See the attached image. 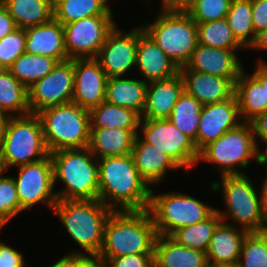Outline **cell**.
Returning a JSON list of instances; mask_svg holds the SVG:
<instances>
[{
	"mask_svg": "<svg viewBox=\"0 0 267 267\" xmlns=\"http://www.w3.org/2000/svg\"><path fill=\"white\" fill-rule=\"evenodd\" d=\"M97 162L98 200L114 211L148 209L151 187L140 176L131 154L102 157Z\"/></svg>",
	"mask_w": 267,
	"mask_h": 267,
	"instance_id": "1",
	"label": "cell"
},
{
	"mask_svg": "<svg viewBox=\"0 0 267 267\" xmlns=\"http://www.w3.org/2000/svg\"><path fill=\"white\" fill-rule=\"evenodd\" d=\"M156 237L148 209L113 211L105 225L99 254L107 260L122 255L154 254Z\"/></svg>",
	"mask_w": 267,
	"mask_h": 267,
	"instance_id": "2",
	"label": "cell"
},
{
	"mask_svg": "<svg viewBox=\"0 0 267 267\" xmlns=\"http://www.w3.org/2000/svg\"><path fill=\"white\" fill-rule=\"evenodd\" d=\"M53 211L66 232L79 246L70 253L98 254L102 248L104 230L114 211L100 200H58Z\"/></svg>",
	"mask_w": 267,
	"mask_h": 267,
	"instance_id": "3",
	"label": "cell"
},
{
	"mask_svg": "<svg viewBox=\"0 0 267 267\" xmlns=\"http://www.w3.org/2000/svg\"><path fill=\"white\" fill-rule=\"evenodd\" d=\"M50 157L54 186L64 185L55 191L58 200H98V162L88 147L58 150Z\"/></svg>",
	"mask_w": 267,
	"mask_h": 267,
	"instance_id": "4",
	"label": "cell"
},
{
	"mask_svg": "<svg viewBox=\"0 0 267 267\" xmlns=\"http://www.w3.org/2000/svg\"><path fill=\"white\" fill-rule=\"evenodd\" d=\"M219 179V182H212L210 190L215 194L223 191L225 213L216 209L222 222L226 223L228 218L231 225L236 223L248 233L266 231L267 219L263 213L260 195L248 175H223Z\"/></svg>",
	"mask_w": 267,
	"mask_h": 267,
	"instance_id": "5",
	"label": "cell"
},
{
	"mask_svg": "<svg viewBox=\"0 0 267 267\" xmlns=\"http://www.w3.org/2000/svg\"><path fill=\"white\" fill-rule=\"evenodd\" d=\"M39 116L50 153L85 148L90 142V113L73 102L45 108Z\"/></svg>",
	"mask_w": 267,
	"mask_h": 267,
	"instance_id": "6",
	"label": "cell"
},
{
	"mask_svg": "<svg viewBox=\"0 0 267 267\" xmlns=\"http://www.w3.org/2000/svg\"><path fill=\"white\" fill-rule=\"evenodd\" d=\"M259 148L250 122H242L236 128L225 132L199 152L198 163H212L213 171L219 169L223 175H245L250 160L258 164Z\"/></svg>",
	"mask_w": 267,
	"mask_h": 267,
	"instance_id": "7",
	"label": "cell"
},
{
	"mask_svg": "<svg viewBox=\"0 0 267 267\" xmlns=\"http://www.w3.org/2000/svg\"><path fill=\"white\" fill-rule=\"evenodd\" d=\"M158 13L141 27L178 68L183 67L198 44L197 24L187 12Z\"/></svg>",
	"mask_w": 267,
	"mask_h": 267,
	"instance_id": "8",
	"label": "cell"
},
{
	"mask_svg": "<svg viewBox=\"0 0 267 267\" xmlns=\"http://www.w3.org/2000/svg\"><path fill=\"white\" fill-rule=\"evenodd\" d=\"M5 171L40 161L50 155L37 114L10 117L0 147Z\"/></svg>",
	"mask_w": 267,
	"mask_h": 267,
	"instance_id": "9",
	"label": "cell"
},
{
	"mask_svg": "<svg viewBox=\"0 0 267 267\" xmlns=\"http://www.w3.org/2000/svg\"><path fill=\"white\" fill-rule=\"evenodd\" d=\"M151 188L148 211L157 235L171 236L178 229L207 219L215 207L182 192L169 191L155 194Z\"/></svg>",
	"mask_w": 267,
	"mask_h": 267,
	"instance_id": "10",
	"label": "cell"
},
{
	"mask_svg": "<svg viewBox=\"0 0 267 267\" xmlns=\"http://www.w3.org/2000/svg\"><path fill=\"white\" fill-rule=\"evenodd\" d=\"M142 131V132H141ZM138 135L168 155L180 168L198 166L199 152L194 141L180 132L168 119H141Z\"/></svg>",
	"mask_w": 267,
	"mask_h": 267,
	"instance_id": "11",
	"label": "cell"
},
{
	"mask_svg": "<svg viewBox=\"0 0 267 267\" xmlns=\"http://www.w3.org/2000/svg\"><path fill=\"white\" fill-rule=\"evenodd\" d=\"M15 181L18 200L22 211L43 204L53 210L58 201L54 191L53 164L50 155L46 158L17 167Z\"/></svg>",
	"mask_w": 267,
	"mask_h": 267,
	"instance_id": "12",
	"label": "cell"
},
{
	"mask_svg": "<svg viewBox=\"0 0 267 267\" xmlns=\"http://www.w3.org/2000/svg\"><path fill=\"white\" fill-rule=\"evenodd\" d=\"M114 16H92L63 25L68 59L95 58L117 23Z\"/></svg>",
	"mask_w": 267,
	"mask_h": 267,
	"instance_id": "13",
	"label": "cell"
},
{
	"mask_svg": "<svg viewBox=\"0 0 267 267\" xmlns=\"http://www.w3.org/2000/svg\"><path fill=\"white\" fill-rule=\"evenodd\" d=\"M74 91V59L58 62L50 73L28 88L31 113L72 102Z\"/></svg>",
	"mask_w": 267,
	"mask_h": 267,
	"instance_id": "14",
	"label": "cell"
},
{
	"mask_svg": "<svg viewBox=\"0 0 267 267\" xmlns=\"http://www.w3.org/2000/svg\"><path fill=\"white\" fill-rule=\"evenodd\" d=\"M137 47L138 27L123 32L116 25L95 59L109 78L121 77L136 68Z\"/></svg>",
	"mask_w": 267,
	"mask_h": 267,
	"instance_id": "15",
	"label": "cell"
},
{
	"mask_svg": "<svg viewBox=\"0 0 267 267\" xmlns=\"http://www.w3.org/2000/svg\"><path fill=\"white\" fill-rule=\"evenodd\" d=\"M108 76L95 58L74 59L72 102L90 111L105 101Z\"/></svg>",
	"mask_w": 267,
	"mask_h": 267,
	"instance_id": "16",
	"label": "cell"
},
{
	"mask_svg": "<svg viewBox=\"0 0 267 267\" xmlns=\"http://www.w3.org/2000/svg\"><path fill=\"white\" fill-rule=\"evenodd\" d=\"M242 122L236 95L223 102L203 105L197 131L198 152Z\"/></svg>",
	"mask_w": 267,
	"mask_h": 267,
	"instance_id": "17",
	"label": "cell"
},
{
	"mask_svg": "<svg viewBox=\"0 0 267 267\" xmlns=\"http://www.w3.org/2000/svg\"><path fill=\"white\" fill-rule=\"evenodd\" d=\"M237 51L198 43L188 63L179 69H191L225 78H239L244 67L236 54Z\"/></svg>",
	"mask_w": 267,
	"mask_h": 267,
	"instance_id": "18",
	"label": "cell"
},
{
	"mask_svg": "<svg viewBox=\"0 0 267 267\" xmlns=\"http://www.w3.org/2000/svg\"><path fill=\"white\" fill-rule=\"evenodd\" d=\"M179 73L184 82V91L203 105L223 102L235 95L238 78H225L191 69H179Z\"/></svg>",
	"mask_w": 267,
	"mask_h": 267,
	"instance_id": "19",
	"label": "cell"
},
{
	"mask_svg": "<svg viewBox=\"0 0 267 267\" xmlns=\"http://www.w3.org/2000/svg\"><path fill=\"white\" fill-rule=\"evenodd\" d=\"M136 69L147 83L168 79L179 73L175 63L143 31L141 26H138Z\"/></svg>",
	"mask_w": 267,
	"mask_h": 267,
	"instance_id": "20",
	"label": "cell"
},
{
	"mask_svg": "<svg viewBox=\"0 0 267 267\" xmlns=\"http://www.w3.org/2000/svg\"><path fill=\"white\" fill-rule=\"evenodd\" d=\"M183 92L184 82L180 73L168 79L148 82L141 119H168Z\"/></svg>",
	"mask_w": 267,
	"mask_h": 267,
	"instance_id": "21",
	"label": "cell"
},
{
	"mask_svg": "<svg viewBox=\"0 0 267 267\" xmlns=\"http://www.w3.org/2000/svg\"><path fill=\"white\" fill-rule=\"evenodd\" d=\"M25 52L43 55L56 59L58 62L68 59L63 25L52 18L49 22L25 28Z\"/></svg>",
	"mask_w": 267,
	"mask_h": 267,
	"instance_id": "22",
	"label": "cell"
},
{
	"mask_svg": "<svg viewBox=\"0 0 267 267\" xmlns=\"http://www.w3.org/2000/svg\"><path fill=\"white\" fill-rule=\"evenodd\" d=\"M131 155L137 171L150 187L163 181L167 171L180 168L168 155L139 135L135 137Z\"/></svg>",
	"mask_w": 267,
	"mask_h": 267,
	"instance_id": "23",
	"label": "cell"
},
{
	"mask_svg": "<svg viewBox=\"0 0 267 267\" xmlns=\"http://www.w3.org/2000/svg\"><path fill=\"white\" fill-rule=\"evenodd\" d=\"M139 130L90 127L88 148L97 158L131 154Z\"/></svg>",
	"mask_w": 267,
	"mask_h": 267,
	"instance_id": "24",
	"label": "cell"
},
{
	"mask_svg": "<svg viewBox=\"0 0 267 267\" xmlns=\"http://www.w3.org/2000/svg\"><path fill=\"white\" fill-rule=\"evenodd\" d=\"M248 232L228 221L221 222L215 229L207 248L208 261L237 265L243 240Z\"/></svg>",
	"mask_w": 267,
	"mask_h": 267,
	"instance_id": "25",
	"label": "cell"
},
{
	"mask_svg": "<svg viewBox=\"0 0 267 267\" xmlns=\"http://www.w3.org/2000/svg\"><path fill=\"white\" fill-rule=\"evenodd\" d=\"M154 262L159 267H206L208 259L205 252L182 246L170 236L157 235Z\"/></svg>",
	"mask_w": 267,
	"mask_h": 267,
	"instance_id": "26",
	"label": "cell"
},
{
	"mask_svg": "<svg viewBox=\"0 0 267 267\" xmlns=\"http://www.w3.org/2000/svg\"><path fill=\"white\" fill-rule=\"evenodd\" d=\"M147 82L128 77L108 78L105 101L137 112L140 116L146 104Z\"/></svg>",
	"mask_w": 267,
	"mask_h": 267,
	"instance_id": "27",
	"label": "cell"
},
{
	"mask_svg": "<svg viewBox=\"0 0 267 267\" xmlns=\"http://www.w3.org/2000/svg\"><path fill=\"white\" fill-rule=\"evenodd\" d=\"M235 95L243 122H250L257 115L267 111L265 86L245 69L235 82Z\"/></svg>",
	"mask_w": 267,
	"mask_h": 267,
	"instance_id": "28",
	"label": "cell"
},
{
	"mask_svg": "<svg viewBox=\"0 0 267 267\" xmlns=\"http://www.w3.org/2000/svg\"><path fill=\"white\" fill-rule=\"evenodd\" d=\"M89 113L90 127L139 130L141 116L131 109L104 101Z\"/></svg>",
	"mask_w": 267,
	"mask_h": 267,
	"instance_id": "29",
	"label": "cell"
},
{
	"mask_svg": "<svg viewBox=\"0 0 267 267\" xmlns=\"http://www.w3.org/2000/svg\"><path fill=\"white\" fill-rule=\"evenodd\" d=\"M18 28L38 26L53 18V7L47 0H1Z\"/></svg>",
	"mask_w": 267,
	"mask_h": 267,
	"instance_id": "30",
	"label": "cell"
},
{
	"mask_svg": "<svg viewBox=\"0 0 267 267\" xmlns=\"http://www.w3.org/2000/svg\"><path fill=\"white\" fill-rule=\"evenodd\" d=\"M110 0H62L53 7V18L62 25L92 16H113Z\"/></svg>",
	"mask_w": 267,
	"mask_h": 267,
	"instance_id": "31",
	"label": "cell"
},
{
	"mask_svg": "<svg viewBox=\"0 0 267 267\" xmlns=\"http://www.w3.org/2000/svg\"><path fill=\"white\" fill-rule=\"evenodd\" d=\"M0 110L10 117L31 113L28 89L8 69H0Z\"/></svg>",
	"mask_w": 267,
	"mask_h": 267,
	"instance_id": "32",
	"label": "cell"
},
{
	"mask_svg": "<svg viewBox=\"0 0 267 267\" xmlns=\"http://www.w3.org/2000/svg\"><path fill=\"white\" fill-rule=\"evenodd\" d=\"M57 63L54 58L25 52L12 63L8 70L28 89L50 73Z\"/></svg>",
	"mask_w": 267,
	"mask_h": 267,
	"instance_id": "33",
	"label": "cell"
},
{
	"mask_svg": "<svg viewBox=\"0 0 267 267\" xmlns=\"http://www.w3.org/2000/svg\"><path fill=\"white\" fill-rule=\"evenodd\" d=\"M202 107V103L184 91L174 105L172 113L168 118L180 132L194 141L196 149L197 131Z\"/></svg>",
	"mask_w": 267,
	"mask_h": 267,
	"instance_id": "34",
	"label": "cell"
},
{
	"mask_svg": "<svg viewBox=\"0 0 267 267\" xmlns=\"http://www.w3.org/2000/svg\"><path fill=\"white\" fill-rule=\"evenodd\" d=\"M221 222L222 219L215 210L204 221L182 227L170 237L182 246L206 253L211 237Z\"/></svg>",
	"mask_w": 267,
	"mask_h": 267,
	"instance_id": "35",
	"label": "cell"
},
{
	"mask_svg": "<svg viewBox=\"0 0 267 267\" xmlns=\"http://www.w3.org/2000/svg\"><path fill=\"white\" fill-rule=\"evenodd\" d=\"M198 43L219 49L240 50L245 47L236 39L226 18L197 24Z\"/></svg>",
	"mask_w": 267,
	"mask_h": 267,
	"instance_id": "36",
	"label": "cell"
},
{
	"mask_svg": "<svg viewBox=\"0 0 267 267\" xmlns=\"http://www.w3.org/2000/svg\"><path fill=\"white\" fill-rule=\"evenodd\" d=\"M226 20L236 39L249 50L254 43L251 0H238L230 3Z\"/></svg>",
	"mask_w": 267,
	"mask_h": 267,
	"instance_id": "37",
	"label": "cell"
},
{
	"mask_svg": "<svg viewBox=\"0 0 267 267\" xmlns=\"http://www.w3.org/2000/svg\"><path fill=\"white\" fill-rule=\"evenodd\" d=\"M237 266L267 267V230L246 234Z\"/></svg>",
	"mask_w": 267,
	"mask_h": 267,
	"instance_id": "38",
	"label": "cell"
},
{
	"mask_svg": "<svg viewBox=\"0 0 267 267\" xmlns=\"http://www.w3.org/2000/svg\"><path fill=\"white\" fill-rule=\"evenodd\" d=\"M23 212L20 208L15 181L11 176L0 177V231L16 215Z\"/></svg>",
	"mask_w": 267,
	"mask_h": 267,
	"instance_id": "39",
	"label": "cell"
},
{
	"mask_svg": "<svg viewBox=\"0 0 267 267\" xmlns=\"http://www.w3.org/2000/svg\"><path fill=\"white\" fill-rule=\"evenodd\" d=\"M230 3V0H193L187 13L196 24L216 21L226 18Z\"/></svg>",
	"mask_w": 267,
	"mask_h": 267,
	"instance_id": "40",
	"label": "cell"
},
{
	"mask_svg": "<svg viewBox=\"0 0 267 267\" xmlns=\"http://www.w3.org/2000/svg\"><path fill=\"white\" fill-rule=\"evenodd\" d=\"M25 28H16L0 39V69H8L12 63L25 53Z\"/></svg>",
	"mask_w": 267,
	"mask_h": 267,
	"instance_id": "41",
	"label": "cell"
},
{
	"mask_svg": "<svg viewBox=\"0 0 267 267\" xmlns=\"http://www.w3.org/2000/svg\"><path fill=\"white\" fill-rule=\"evenodd\" d=\"M154 254H131L108 259L109 267H152Z\"/></svg>",
	"mask_w": 267,
	"mask_h": 267,
	"instance_id": "42",
	"label": "cell"
},
{
	"mask_svg": "<svg viewBox=\"0 0 267 267\" xmlns=\"http://www.w3.org/2000/svg\"><path fill=\"white\" fill-rule=\"evenodd\" d=\"M25 262L21 252L0 241V267H25Z\"/></svg>",
	"mask_w": 267,
	"mask_h": 267,
	"instance_id": "43",
	"label": "cell"
},
{
	"mask_svg": "<svg viewBox=\"0 0 267 267\" xmlns=\"http://www.w3.org/2000/svg\"><path fill=\"white\" fill-rule=\"evenodd\" d=\"M254 33L267 28V0H251Z\"/></svg>",
	"mask_w": 267,
	"mask_h": 267,
	"instance_id": "44",
	"label": "cell"
},
{
	"mask_svg": "<svg viewBox=\"0 0 267 267\" xmlns=\"http://www.w3.org/2000/svg\"><path fill=\"white\" fill-rule=\"evenodd\" d=\"M250 123L253 128L256 144L260 149V145L258 144L259 141H257L258 138L260 142H263L265 145H267V111L257 115L250 121Z\"/></svg>",
	"mask_w": 267,
	"mask_h": 267,
	"instance_id": "45",
	"label": "cell"
},
{
	"mask_svg": "<svg viewBox=\"0 0 267 267\" xmlns=\"http://www.w3.org/2000/svg\"><path fill=\"white\" fill-rule=\"evenodd\" d=\"M77 267H109L108 260L101 254L77 253Z\"/></svg>",
	"mask_w": 267,
	"mask_h": 267,
	"instance_id": "46",
	"label": "cell"
},
{
	"mask_svg": "<svg viewBox=\"0 0 267 267\" xmlns=\"http://www.w3.org/2000/svg\"><path fill=\"white\" fill-rule=\"evenodd\" d=\"M17 27L6 6L0 0V39L13 32Z\"/></svg>",
	"mask_w": 267,
	"mask_h": 267,
	"instance_id": "47",
	"label": "cell"
},
{
	"mask_svg": "<svg viewBox=\"0 0 267 267\" xmlns=\"http://www.w3.org/2000/svg\"><path fill=\"white\" fill-rule=\"evenodd\" d=\"M193 0H161L160 12H187Z\"/></svg>",
	"mask_w": 267,
	"mask_h": 267,
	"instance_id": "48",
	"label": "cell"
},
{
	"mask_svg": "<svg viewBox=\"0 0 267 267\" xmlns=\"http://www.w3.org/2000/svg\"><path fill=\"white\" fill-rule=\"evenodd\" d=\"M252 75L261 83L262 86H265V93L267 98V62L262 59L257 61L255 69L252 72Z\"/></svg>",
	"mask_w": 267,
	"mask_h": 267,
	"instance_id": "49",
	"label": "cell"
},
{
	"mask_svg": "<svg viewBox=\"0 0 267 267\" xmlns=\"http://www.w3.org/2000/svg\"><path fill=\"white\" fill-rule=\"evenodd\" d=\"M250 50L267 51V28L256 34L254 43L250 46Z\"/></svg>",
	"mask_w": 267,
	"mask_h": 267,
	"instance_id": "50",
	"label": "cell"
},
{
	"mask_svg": "<svg viewBox=\"0 0 267 267\" xmlns=\"http://www.w3.org/2000/svg\"><path fill=\"white\" fill-rule=\"evenodd\" d=\"M50 267H77V253H69L61 257Z\"/></svg>",
	"mask_w": 267,
	"mask_h": 267,
	"instance_id": "51",
	"label": "cell"
},
{
	"mask_svg": "<svg viewBox=\"0 0 267 267\" xmlns=\"http://www.w3.org/2000/svg\"><path fill=\"white\" fill-rule=\"evenodd\" d=\"M265 177L266 178L261 181L263 183L260 186L259 195H260V201H261L263 213L267 219V174Z\"/></svg>",
	"mask_w": 267,
	"mask_h": 267,
	"instance_id": "52",
	"label": "cell"
},
{
	"mask_svg": "<svg viewBox=\"0 0 267 267\" xmlns=\"http://www.w3.org/2000/svg\"><path fill=\"white\" fill-rule=\"evenodd\" d=\"M10 116L7 115L5 112L0 110V147L2 145L4 136H5V130L8 123Z\"/></svg>",
	"mask_w": 267,
	"mask_h": 267,
	"instance_id": "53",
	"label": "cell"
},
{
	"mask_svg": "<svg viewBox=\"0 0 267 267\" xmlns=\"http://www.w3.org/2000/svg\"><path fill=\"white\" fill-rule=\"evenodd\" d=\"M266 147H267V145H266ZM258 165H260V166H264V165L267 166V148H266L265 152L264 151H261L259 149Z\"/></svg>",
	"mask_w": 267,
	"mask_h": 267,
	"instance_id": "54",
	"label": "cell"
},
{
	"mask_svg": "<svg viewBox=\"0 0 267 267\" xmlns=\"http://www.w3.org/2000/svg\"><path fill=\"white\" fill-rule=\"evenodd\" d=\"M237 265H232V264H226V263H215L208 261L206 267H236Z\"/></svg>",
	"mask_w": 267,
	"mask_h": 267,
	"instance_id": "55",
	"label": "cell"
},
{
	"mask_svg": "<svg viewBox=\"0 0 267 267\" xmlns=\"http://www.w3.org/2000/svg\"><path fill=\"white\" fill-rule=\"evenodd\" d=\"M5 169H4V166H3V162H2V159H1V155H0V177L2 176V174H4Z\"/></svg>",
	"mask_w": 267,
	"mask_h": 267,
	"instance_id": "56",
	"label": "cell"
},
{
	"mask_svg": "<svg viewBox=\"0 0 267 267\" xmlns=\"http://www.w3.org/2000/svg\"><path fill=\"white\" fill-rule=\"evenodd\" d=\"M49 2V4L54 7L55 5H57L60 1L62 0H47Z\"/></svg>",
	"mask_w": 267,
	"mask_h": 267,
	"instance_id": "57",
	"label": "cell"
},
{
	"mask_svg": "<svg viewBox=\"0 0 267 267\" xmlns=\"http://www.w3.org/2000/svg\"><path fill=\"white\" fill-rule=\"evenodd\" d=\"M152 267H159V266L154 262Z\"/></svg>",
	"mask_w": 267,
	"mask_h": 267,
	"instance_id": "58",
	"label": "cell"
}]
</instances>
